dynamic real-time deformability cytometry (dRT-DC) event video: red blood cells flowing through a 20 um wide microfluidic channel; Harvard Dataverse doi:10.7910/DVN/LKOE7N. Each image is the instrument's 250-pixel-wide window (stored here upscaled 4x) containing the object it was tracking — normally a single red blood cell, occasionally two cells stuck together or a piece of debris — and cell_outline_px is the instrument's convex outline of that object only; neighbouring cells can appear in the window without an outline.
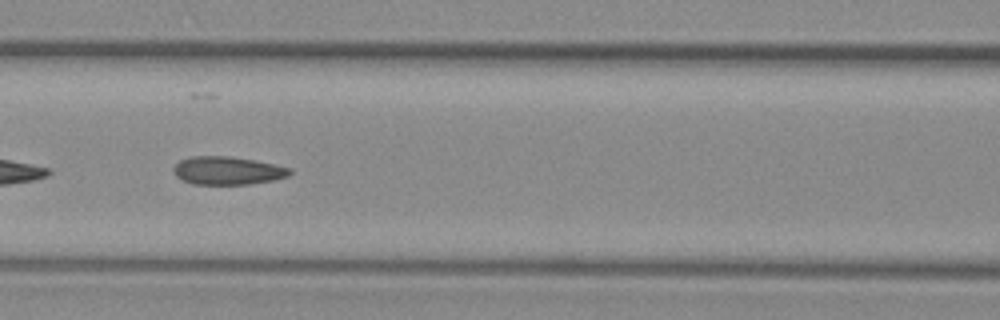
{"species": "common noctule bat (a hibernating species)", "species_latin": "Nyctalus noctula", "temperature_condition": "warm", "stored_images_in_passage": 57, "camera_frame_rate_fps": 3000, "um_per_image_px": 0.085, "animal": {"sex": "female", "body_mass_g": 29.2, "forearm_length_mm": 56.3}, "frame": {"image": 1, "passage_image": 24, "time_ms": 7.667, "image_size_px": [1000, 320], "cell_outline_px": [[292, 172], [288, 176], [272, 180], [248, 184], [192, 184], [180, 180], [176, 176], [172, 168], [180, 160], [192, 156], [228, 156], [256, 160], [276, 164], [292, 168]], "centroid_in_image_um": [19.34, 14.5], "position_along_channel_um": 147.3, "area_um2": 19.19}}
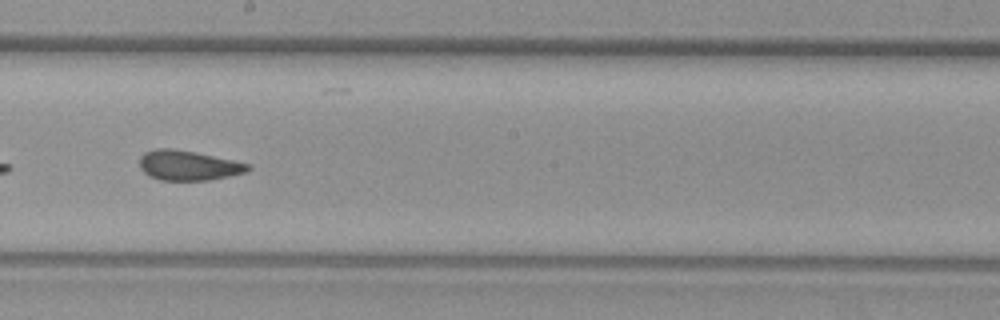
{"frame": {"image": 2, "passage_image": 31, "time_ms": 10.0, "image_size_px": [1000, 320], "cell_outline_px": [[252, 168], [244, 172], [228, 176], [208, 180], [160, 180], [148, 176], [140, 168], [140, 156], [144, 152], [156, 148], [172, 148], [252, 164]], "centroid_in_image_um": [15.97, 14.06], "position_along_channel_um": 232.2, "area_um2": 18.73}}
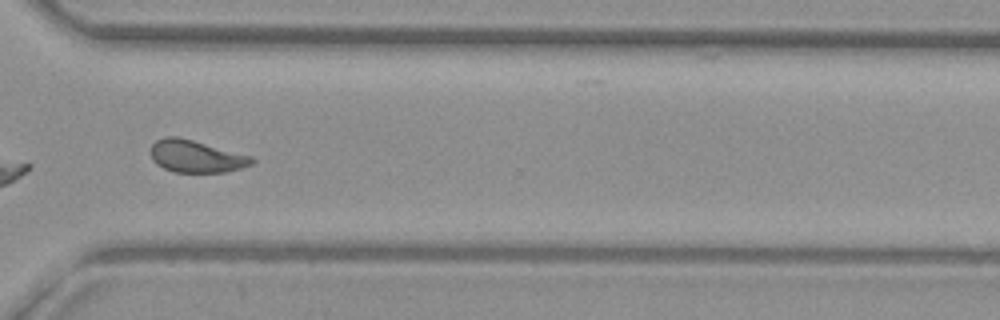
{"frame": {"image": 3, "passage_image": 41, "time_ms": 13.333, "image_size_px": [1000, 320], "cell_outline_px": [[256, 160], [252, 164], [240, 168], [224, 172], [172, 172], [156, 164], [152, 160], [148, 152], [152, 144], [156, 140], [164, 136], [176, 136], [192, 140], [252, 156]], "centroid_in_image_um": [16.61, 13.29], "position_along_channel_um": 354.0, "area_um2": 19.13}, "authors_computed_cell_mechanics": {"area_um2": 19.941, "velocity_mm_per_s": 3.6534, "shape_relaxation_time_tau1_ms": null, "shape_relaxation_time_tau2_ms": 1.632, "deformation_change_tau1": null, "deformation_change_tau2": 0.0886}}